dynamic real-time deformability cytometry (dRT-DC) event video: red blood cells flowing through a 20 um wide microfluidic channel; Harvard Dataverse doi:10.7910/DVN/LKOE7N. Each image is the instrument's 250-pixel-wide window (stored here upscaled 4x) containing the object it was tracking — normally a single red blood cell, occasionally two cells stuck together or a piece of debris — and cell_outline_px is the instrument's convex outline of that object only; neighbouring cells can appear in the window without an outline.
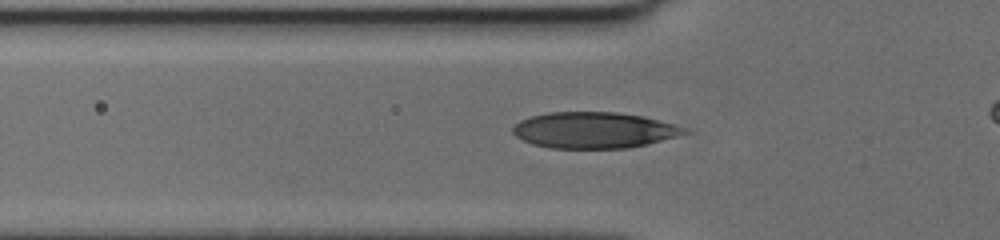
{"species": "human", "species_latin": "Homo sapiens", "temperature_condition": "cold", "stored_images_in_passage": 40, "camera_frame_rate_fps": 3000, "um_per_image_px": 0.085, "donor": {"sex": "female"}, "frame": {"image": 1, "passage_image": 13, "time_ms": 4.0, "image_size_px": [1000, 240], "cell_outline_px": [[692, 132], [648, 144], [628, 148], [548, 148], [532, 144], [516, 136], [512, 132], [512, 128], [520, 120], [532, 116], [548, 112], [616, 112], [640, 116], [688, 128]], "centroid_in_image_um": [50.48, 11.07], "position_along_channel_um": 75.3, "area_um2": 36.01}}
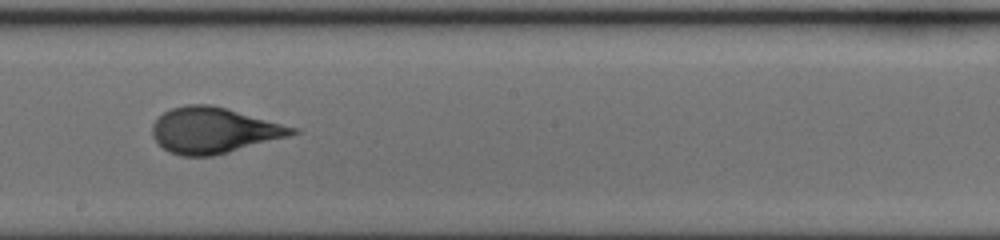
{"frame": {"image": 2, "passage_image": 24, "time_ms": 7.667, "image_size_px": [1000, 240], "cell_outline_px": [[300, 132], [288, 136], [228, 152], [212, 156], [180, 156], [168, 152], [152, 136], [152, 124], [164, 112], [172, 108], [188, 104], [212, 104], [300, 128]], "centroid_in_image_um": [18.18, 11.07], "position_along_channel_um": 230.0, "area_um2": 37.28}}
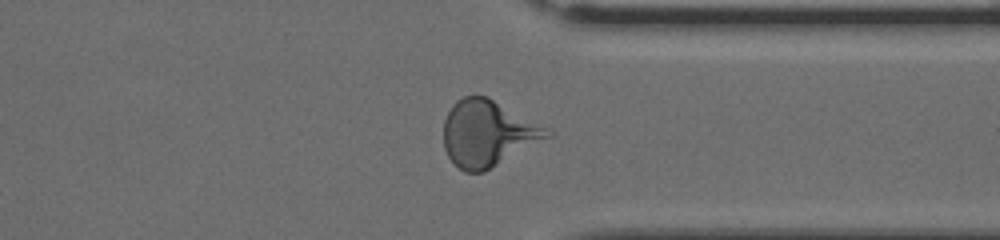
{"frame": {"image": 3, "passage_image": 34, "time_ms": 11.0, "image_size_px": [1000, 240], "cell_outline_px": [[552, 136], [484, 172], [464, 172], [448, 156], [444, 148], [444, 120], [452, 104], [456, 100], [464, 96], [488, 96], [552, 132]], "centroid_in_image_um": [41.43, 11.34], "position_along_channel_um": 370.0, "area_um2": 39.42}}